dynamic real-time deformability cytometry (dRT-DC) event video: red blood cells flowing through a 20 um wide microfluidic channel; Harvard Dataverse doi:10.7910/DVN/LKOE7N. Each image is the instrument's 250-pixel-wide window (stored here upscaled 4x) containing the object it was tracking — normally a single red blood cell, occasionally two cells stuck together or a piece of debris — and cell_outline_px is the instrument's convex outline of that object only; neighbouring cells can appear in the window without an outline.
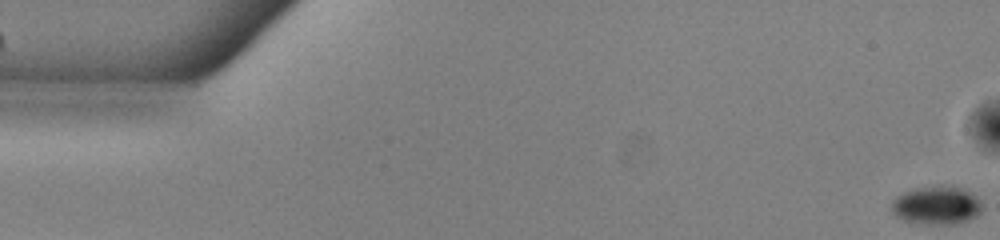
{"species": "common noctule bat (a hibernating species)", "species_latin": "Nyctalus noctula", "temperature_condition": "warm", "stored_images_in_passage": 53, "camera_frame_rate_fps": 3000, "um_per_image_px": 0.085, "animal": {"sex": "male", "body_mass_g": 13.0, "forearm_length_mm": 53.1}, "frame": {"image": 1, "passage_image": 1, "time_ms": 0.0, "image_size_px": [1000, 240], "cell_outline_px": [[984, 208], [976, 216], [968, 220], [956, 224], [924, 224], [904, 220], [896, 216], [892, 212], [892, 200], [896, 196], [904, 192], [916, 188], [940, 184], [960, 188], [976, 196], [980, 200]], "centroid_in_image_um": [79.62, 17.45], "position_along_channel_um": 5.4, "area_um2": 20.4}}
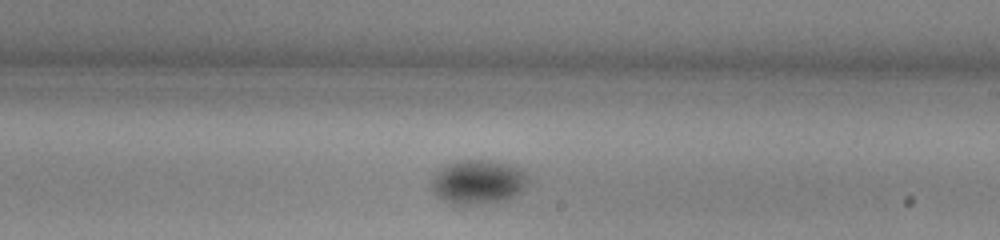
{"frame": {"image": 2, "passage_image": 31, "time_ms": 10.0, "image_size_px": [1000, 240], "cell_outline_px": [[528, 184], [516, 196], [504, 200], [464, 204], [460, 204], [444, 200], [436, 196], [432, 188], [432, 180], [448, 164], [456, 160], [492, 160], [520, 168], [528, 176]], "centroid_in_image_um": [40.69, 15.45], "position_along_channel_um": 248.3, "area_um2": 24.28}}
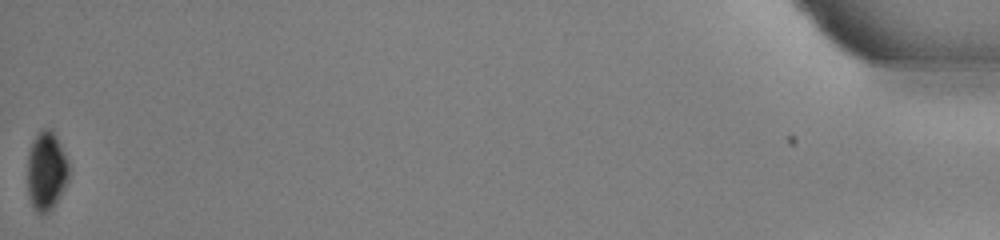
{"frame": {"image": 3, "passage_image": 53, "time_ms": 17.333, "image_size_px": [1000, 240], "cell_outline_px": [[68, 180], [60, 196], [52, 208], [48, 212], [40, 216], [36, 212], [28, 196], [28, 152], [36, 136], [44, 128], [52, 128], [56, 136], [68, 164]], "centroid_in_image_um": [3.93, 14.57], "position_along_channel_um": 431.3, "area_um2": 18.79}, "authors_computed_cell_mechanics": {"area_um2": 23.12, "velocity_mm_per_s": 3.9365, "shape_relaxation_time_tau1_ms": 3.1352, "shape_relaxation_time_tau2_ms": null, "deformation_change_tau1": 0.0511, "deformation_change_tau2": null}}